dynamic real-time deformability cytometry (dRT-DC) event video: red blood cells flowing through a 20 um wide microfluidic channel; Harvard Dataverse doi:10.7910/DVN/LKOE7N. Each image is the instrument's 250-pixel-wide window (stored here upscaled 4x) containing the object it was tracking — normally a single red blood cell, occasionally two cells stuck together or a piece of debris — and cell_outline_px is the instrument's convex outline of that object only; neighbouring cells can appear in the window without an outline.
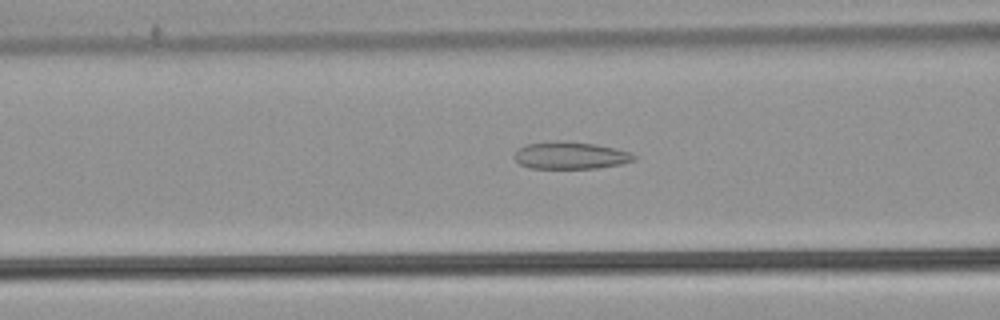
{"species": "common noctule bat (a hibernating species)", "species_latin": "Nyctalus noctula", "temperature_condition": "warm", "stored_images_in_passage": 54, "camera_frame_rate_fps": 3000, "um_per_image_px": 0.085, "animal": {"sex": "male", "body_mass_g": 21.5, "forearm_length_mm": 52.0}, "frame": {"image": 1, "passage_image": 22, "time_ms": 7.0, "image_size_px": [1000, 320], "cell_outline_px": [[636, 160], [620, 164], [596, 168], [528, 168], [520, 164], [516, 160], [516, 152], [524, 144], [596, 144], [632, 152], [636, 156]], "centroid_in_image_um": [48.57, 13.27], "position_along_channel_um": 118.0, "area_um2": 17.92}}
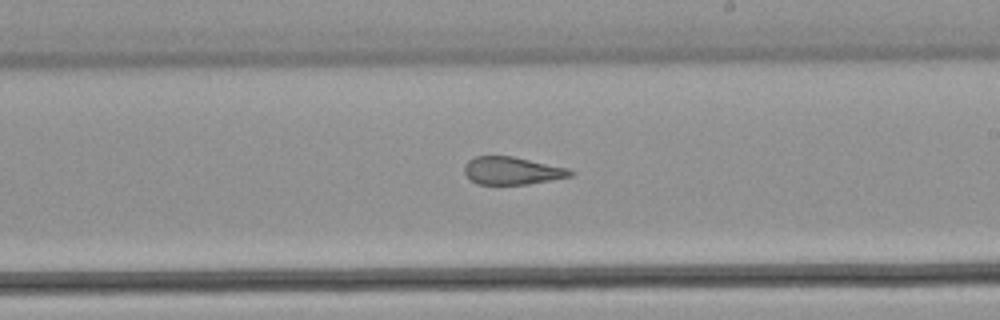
{"frame": {"image": 2, "passage_image": 32, "time_ms": 10.333, "image_size_px": [1000, 320], "cell_outline_px": [[576, 172], [572, 176], [528, 184], [476, 184], [464, 172], [464, 164], [468, 160], [476, 156], [512, 156], [568, 168]], "centroid_in_image_um": [43.53, 14.51], "position_along_channel_um": 245.5, "area_um2": 17.05}}
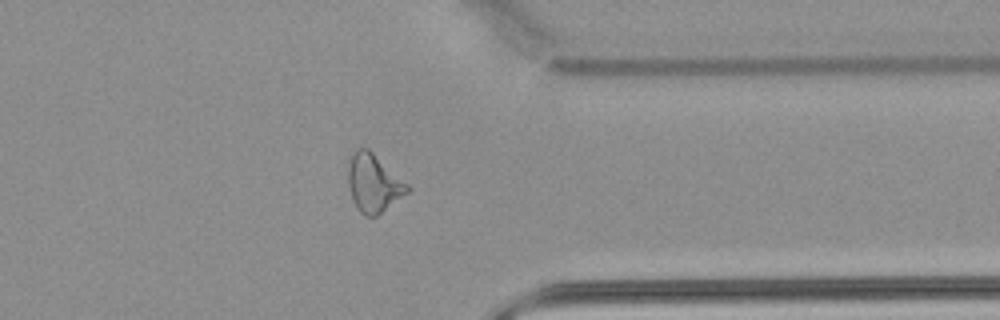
{"frame": {"image": 3, "passage_image": 43, "time_ms": 14.0, "image_size_px": [1000, 320], "cell_outline_px": [[412, 188], [408, 192], [376, 216], [368, 216], [360, 212], [352, 200], [348, 184], [348, 164], [352, 156], [360, 148], [368, 148], [408, 184]], "centroid_in_image_um": [31.75, 15.58], "position_along_channel_um": 379.6, "area_um2": 19.65}, "authors_computed_cell_mechanics": {"area_um2": 21.4727, "velocity_mm_per_s": 3.8322, "shape_relaxation_time_tau1_ms": null, "shape_relaxation_time_tau2_ms": 1.7919, "deformation_change_tau1": null, "deformation_change_tau2": 0.1072}}